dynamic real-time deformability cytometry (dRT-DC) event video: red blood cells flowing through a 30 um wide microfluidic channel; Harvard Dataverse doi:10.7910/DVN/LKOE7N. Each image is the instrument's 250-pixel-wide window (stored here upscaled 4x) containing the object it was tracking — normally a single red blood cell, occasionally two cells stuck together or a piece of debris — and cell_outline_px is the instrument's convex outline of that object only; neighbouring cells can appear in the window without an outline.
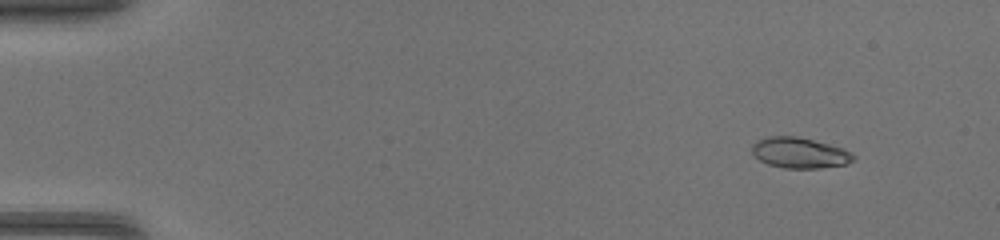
{"species": "common noctule bat (a hibernating species)", "species_latin": "Nyctalus noctula", "temperature_condition": "warm", "stored_images_in_passage": 46, "camera_frame_rate_fps": 3000, "um_per_image_px": 0.085, "animal": {"sex": "female", "body_mass_g": 17.0, "forearm_length_mm": 48.0}, "frame": {"image": 1, "passage_image": 5, "time_ms": 1.333, "image_size_px": [1000, 240], "cell_outline_px": [[856, 156], [852, 160], [844, 164], [820, 168], [784, 168], [768, 164], [760, 160], [752, 152], [752, 144], [756, 140], [768, 136], [796, 136], [844, 148], [852, 152]], "centroid_in_image_um": [67.95, 12.98], "position_along_channel_um": 17.0, "area_um2": 18.03}}
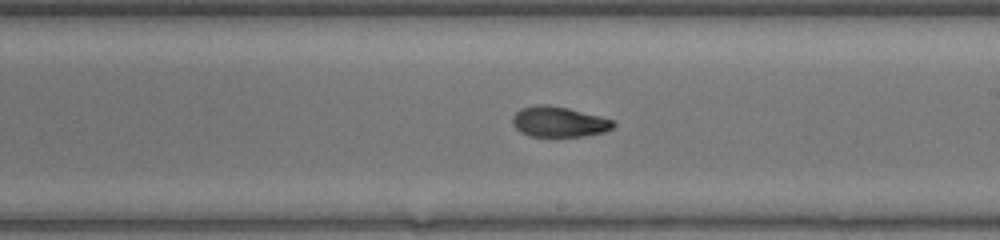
{"frame": {"image": 2, "passage_image": 28, "time_ms": 9.0, "image_size_px": [1000, 240], "cell_outline_px": [[616, 124], [612, 128], [604, 132], [584, 136], [528, 136], [520, 132], [512, 124], [512, 116], [520, 108], [536, 104], [548, 104], [568, 108], [600, 116], [612, 120]], "centroid_in_image_um": [47.47, 10.34], "position_along_channel_um": 241.5, "area_um2": 17.98}}
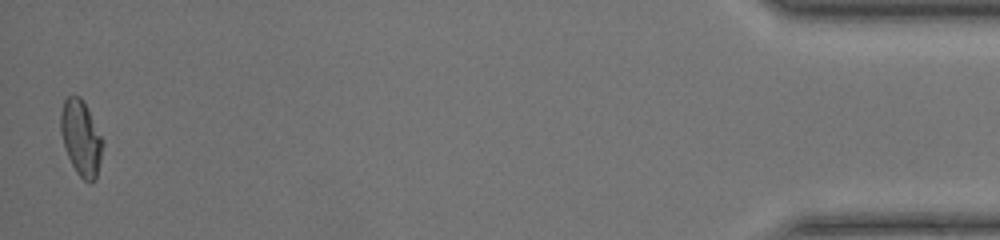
{"frame": {"image": 3, "passage_image": 46, "time_ms": 15.0, "image_size_px": [1000, 240], "cell_outline_px": [[104, 140], [96, 180], [88, 184], [76, 172], [68, 156], [60, 132], [60, 112], [64, 100], [68, 96], [80, 96], [88, 108]], "centroid_in_image_um": [6.89, 11.72], "position_along_channel_um": 428.3, "area_um2": 18.55}}